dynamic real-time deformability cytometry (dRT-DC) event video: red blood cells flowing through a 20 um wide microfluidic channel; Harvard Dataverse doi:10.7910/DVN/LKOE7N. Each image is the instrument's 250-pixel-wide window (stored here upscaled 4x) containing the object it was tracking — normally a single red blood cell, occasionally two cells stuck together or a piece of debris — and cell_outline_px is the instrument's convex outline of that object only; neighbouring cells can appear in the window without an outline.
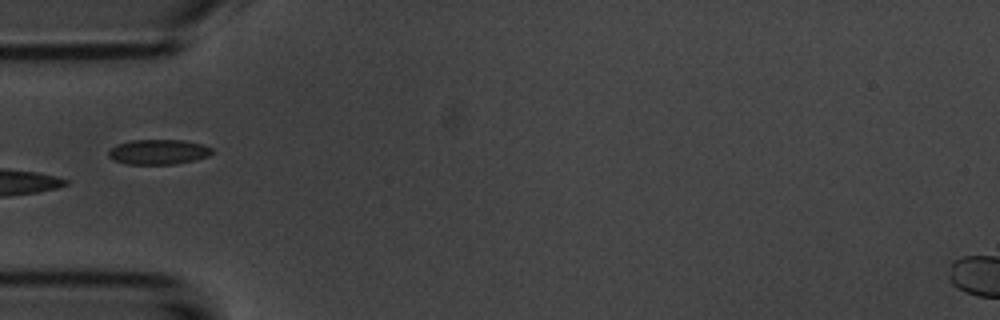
{"species": "common noctule bat (a hibernating species)", "species_latin": "Nyctalus noctula", "temperature_condition": "room temperature", "stored_images_in_passage": 8, "camera_frame_rate_fps": 3000, "um_per_image_px": 0.085, "animal": {"sex": "male", "body_mass_g": 20.1, "forearm_length_mm": 53.5}, "frame": {"image": 1, "passage_image": 5, "time_ms": 5.333, "image_size_px": [1000, 320], "cell_outline_px": [[212, 152], [208, 156], [196, 160], [176, 164], [128, 164], [112, 160], [108, 156], [108, 152], [116, 144], [132, 140], [184, 140], [200, 144], [212, 148]], "centroid_in_image_um": [13.45, 12.92], "position_along_channel_um": 71.6, "area_um2": 15.09}}
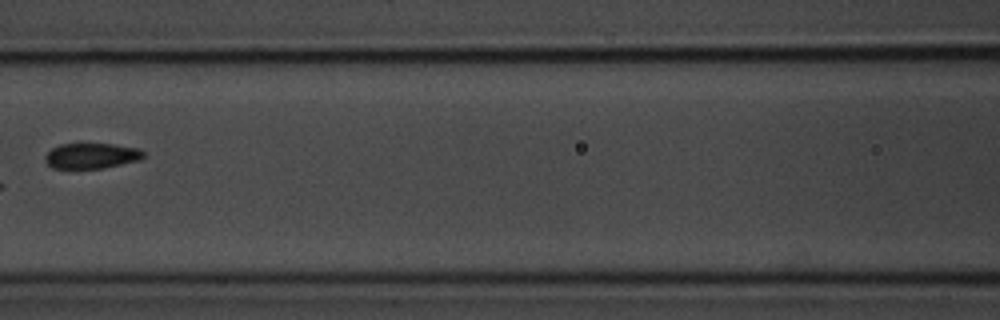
{"frame": {"image": 2, "passage_image": 7, "time_ms": 7.667, "image_size_px": [1000, 320], "cell_outline_px": [[144, 156], [140, 160], [104, 168], [52, 168], [44, 160], [44, 156], [52, 148], [60, 144], [112, 144], [136, 148], [144, 152]], "centroid_in_image_um": [7.75, 13.25], "position_along_channel_um": 158.8, "area_um2": 14.51}}
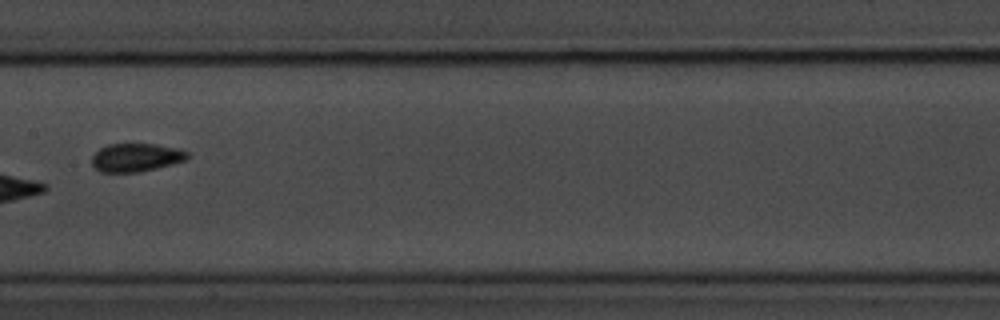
{"frame": {"image": 3, "passage_image": 8, "time_ms": 8.667, "image_size_px": [1000, 320], "cell_outline_px": [[188, 160], [140, 172], [100, 172], [92, 164], [92, 156], [100, 148], [108, 144], [156, 144], [180, 148], [188, 152]], "centroid_in_image_um": [11.59, 13.38], "position_along_channel_um": 195.8, "area_um2": 15.84}}